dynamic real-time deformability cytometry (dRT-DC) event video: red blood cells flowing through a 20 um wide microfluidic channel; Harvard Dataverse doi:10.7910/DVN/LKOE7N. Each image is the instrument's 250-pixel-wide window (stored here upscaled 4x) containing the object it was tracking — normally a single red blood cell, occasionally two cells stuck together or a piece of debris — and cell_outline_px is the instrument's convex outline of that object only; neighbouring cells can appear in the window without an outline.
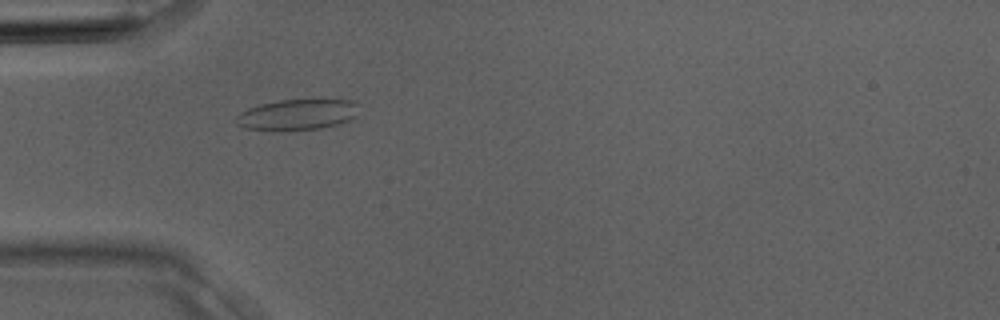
{"species": "Egyptian fruit bat (a non-hibernating species)", "species_latin": "Rousettus aegyptiacus", "temperature_condition": "room temperature", "stored_images_in_passage": 4, "camera_frame_rate_fps": 3000, "um_per_image_px": 0.085, "animal": {"sex": "male"}, "frame": {"image": 1, "passage_image": 4, "time_ms": 1.0, "image_size_px": [1000, 320], "cell_outline_px": [[356, 116], [352, 120], [340, 124], [320, 128], [288, 132], [280, 132], [244, 128], [236, 124], [236, 116], [240, 112], [248, 108], [260, 104], [280, 100], [320, 96], [352, 100], [356, 104]], "centroid_in_image_um": [25.3, 9.72], "position_along_channel_um": 59.7, "area_um2": 23.47}}